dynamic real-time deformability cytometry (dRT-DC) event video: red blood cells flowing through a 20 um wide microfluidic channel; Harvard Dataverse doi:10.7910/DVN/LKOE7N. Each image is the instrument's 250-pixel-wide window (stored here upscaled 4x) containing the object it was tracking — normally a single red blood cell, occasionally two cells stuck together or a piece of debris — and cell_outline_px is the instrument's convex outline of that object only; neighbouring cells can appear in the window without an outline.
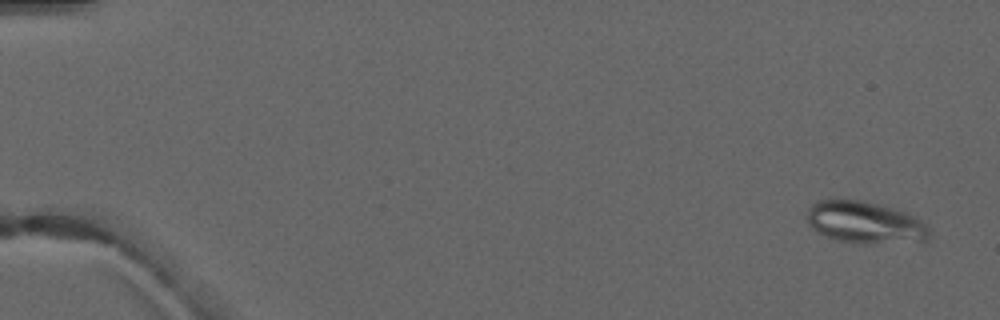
{"species": "common noctule bat (a hibernating species)", "species_latin": "Nyctalus noctula", "temperature_condition": "warm", "stored_images_in_passage": 6, "camera_frame_rate_fps": 3000, "um_per_image_px": 0.085, "animal": {"sex": "male", "forearm_length_mm": 52.5}, "frame": {"image": 1, "passage_image": 1, "time_ms": 0.0, "image_size_px": [1000, 320], "cell_outline_px": [[928, 240], [868, 244], [860, 244], [840, 240], [816, 232], [808, 224], [808, 208], [816, 200], [860, 200], [880, 204], [904, 212], [920, 220], [928, 228]], "centroid_in_image_um": [73.48, 18.91], "position_along_channel_um": 11.5, "area_um2": 29.54}}